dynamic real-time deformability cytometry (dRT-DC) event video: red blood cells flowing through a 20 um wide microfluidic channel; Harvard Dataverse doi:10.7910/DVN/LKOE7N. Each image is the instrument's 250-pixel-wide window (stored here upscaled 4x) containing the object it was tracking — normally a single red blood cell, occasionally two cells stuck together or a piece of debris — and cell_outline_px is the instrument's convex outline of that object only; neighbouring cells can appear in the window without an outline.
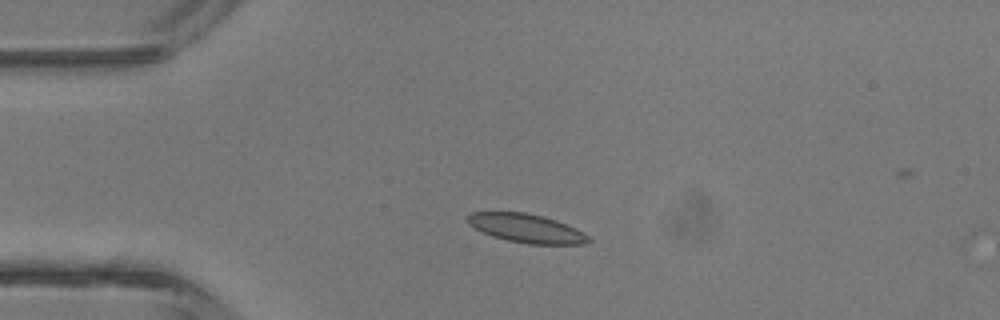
{"species": "common noctule bat (a hibernating species)", "species_latin": "Nyctalus noctula", "temperature_condition": "room temperature", "stored_images_in_passage": 2, "camera_frame_rate_fps": 3000, "um_per_image_px": 0.085, "animal": {"sex": "male", "body_mass_g": 13.3}, "frame": {"image": 1, "passage_image": 2, "time_ms": 1.0, "image_size_px": [1000, 320], "cell_outline_px": [[592, 240], [584, 244], [528, 244], [508, 240], [492, 236], [468, 224], [468, 216], [472, 212], [524, 212], [556, 220], [576, 228], [588, 236]], "centroid_in_image_um": [44.77, 19.41], "position_along_channel_um": 40.2, "area_um2": 19.94}}